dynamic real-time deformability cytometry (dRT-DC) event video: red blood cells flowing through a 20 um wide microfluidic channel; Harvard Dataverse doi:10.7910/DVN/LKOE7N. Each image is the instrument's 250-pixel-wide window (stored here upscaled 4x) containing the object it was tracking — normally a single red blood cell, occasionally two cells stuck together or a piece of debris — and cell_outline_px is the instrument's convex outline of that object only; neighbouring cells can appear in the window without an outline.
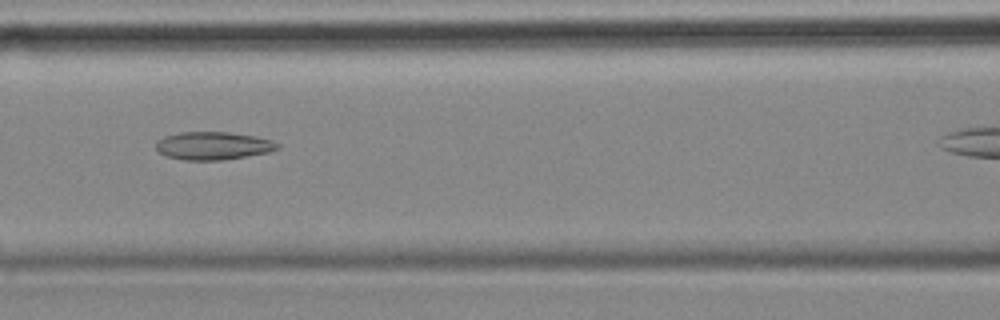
{"species": "common noctule bat (a hibernating species)", "species_latin": "Nyctalus noctula", "temperature_condition": "cold", "stored_images_in_passage": 31, "camera_frame_rate_fps": 3000, "um_per_image_px": 0.085, "animal": {"sex": "female", "body_mass_g": 18.4}, "frame": {"image": 1, "passage_image": 9, "time_ms": 2.667, "image_size_px": [1000, 320], "cell_outline_px": [[280, 148], [268, 152], [220, 160], [184, 160], [164, 156], [156, 148], [156, 144], [164, 136], [180, 132], [228, 132], [256, 136], [272, 140], [280, 144]], "centroid_in_image_um": [18.12, 12.38], "position_along_channel_um": 148.5, "area_um2": 19.71}}
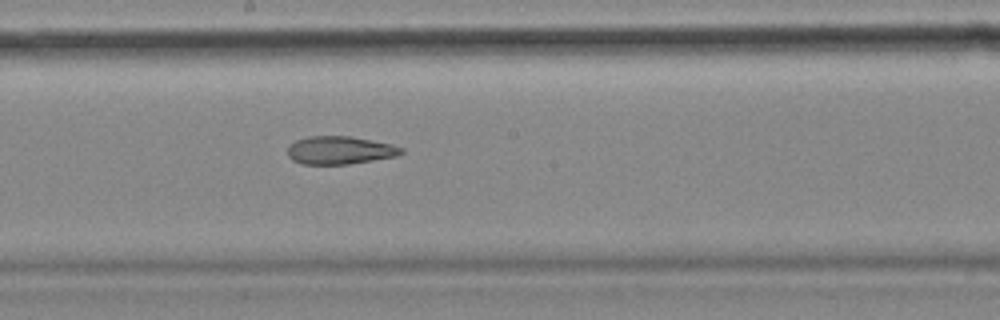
{"frame": {"image": 2, "passage_image": 15, "time_ms": 4.667, "image_size_px": [1000, 320], "cell_outline_px": [[404, 152], [396, 156], [348, 164], [304, 164], [292, 160], [288, 156], [288, 148], [296, 140], [308, 136], [352, 136], [392, 144], [404, 148]], "centroid_in_image_um": [28.9, 12.76], "position_along_channel_um": 219.3, "area_um2": 18.5}}
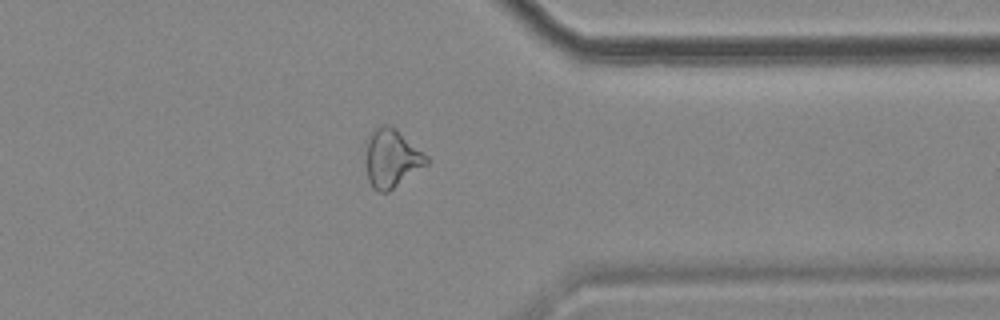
{"frame": {"image": 3, "passage_image": 29, "time_ms": 9.333, "image_size_px": [1000, 320], "cell_outline_px": [[428, 164], [388, 192], [380, 192], [372, 188], [368, 180], [368, 140], [372, 132], [380, 124], [388, 124], [396, 128], [428, 156]], "centroid_in_image_um": [33.33, 13.46], "position_along_channel_um": 378.1, "area_um2": 20.23}}